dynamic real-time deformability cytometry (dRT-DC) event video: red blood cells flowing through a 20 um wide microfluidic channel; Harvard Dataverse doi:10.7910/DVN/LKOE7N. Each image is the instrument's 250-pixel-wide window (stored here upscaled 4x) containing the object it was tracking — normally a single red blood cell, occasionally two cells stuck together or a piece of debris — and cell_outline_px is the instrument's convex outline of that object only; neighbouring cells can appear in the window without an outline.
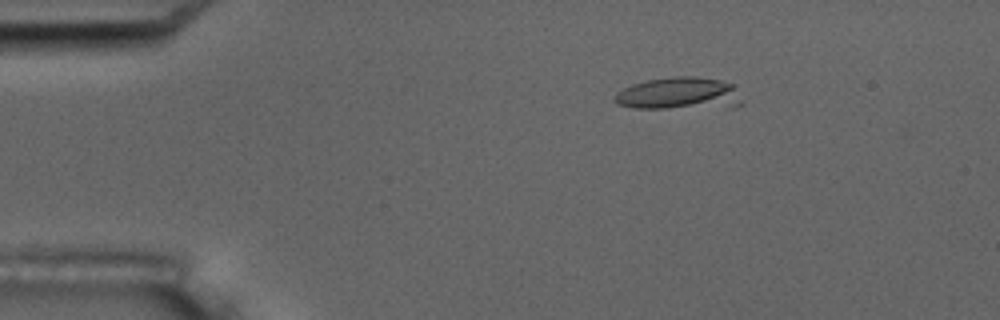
{"species": "common noctule bat (a hibernating species)", "species_latin": "Nyctalus noctula", "temperature_condition": "room temperature", "stored_images_in_passage": 15, "camera_frame_rate_fps": 3000, "um_per_image_px": 0.085, "animal": {"sex": "male", "body_mass_g": 17.5, "forearm_length_mm": 52.3}, "frame": {"image": 1, "passage_image": 3, "time_ms": 2.333, "image_size_px": [1000, 320], "cell_outline_px": [[744, 104], [732, 108], [632, 108], [616, 104], [612, 100], [616, 92], [632, 84], [648, 80], [672, 76], [696, 76], [720, 80], [736, 84]], "centroid_in_image_um": [57.8, 7.97], "position_along_channel_um": 27.2, "area_um2": 24.85}}
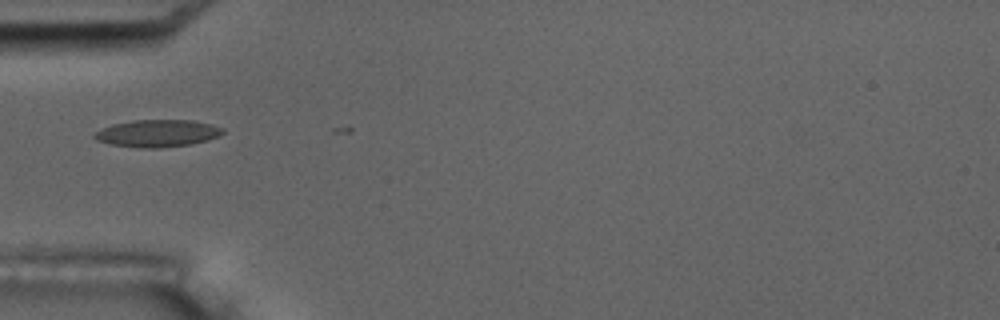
{"frame": {"image": 2, "passage_image": 5, "time_ms": 5.333, "image_size_px": [1000, 320], "cell_outline_px": [[224, 132], [220, 136], [208, 140], [192, 144], [160, 148], [140, 148], [108, 144], [96, 140], [92, 136], [92, 132], [112, 124], [132, 120], [192, 120], [212, 124], [224, 128]], "centroid_in_image_um": [13.36, 11.33], "position_along_channel_um": 71.6, "area_um2": 20.75}, "authors_computed_cell_mechanics": {"area_um2": 19.2474, "velocity_mm_per_s": 3.4547, "shape_relaxation_time_tau1_ms": null, "shape_relaxation_time_tau2_ms": 5.2673, "deformation_change_tau1": null, "deformation_change_tau2": 0.1293}}